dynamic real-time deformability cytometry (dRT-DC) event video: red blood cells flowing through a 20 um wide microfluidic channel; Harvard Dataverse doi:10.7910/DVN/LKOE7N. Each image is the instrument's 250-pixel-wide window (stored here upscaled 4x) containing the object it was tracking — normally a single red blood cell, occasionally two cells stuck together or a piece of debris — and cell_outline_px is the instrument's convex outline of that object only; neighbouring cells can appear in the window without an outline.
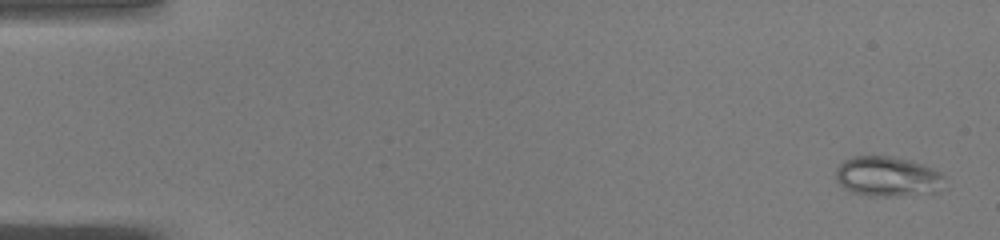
{"species": "common noctule bat (a hibernating species)", "species_latin": "Nyctalus noctula", "temperature_condition": "warm", "stored_images_in_passage": 50, "camera_frame_rate_fps": 3000, "um_per_image_px": 0.085, "animal": {"sex": "male", "body_mass_g": 19.0, "forearm_length_mm": 50.8}, "frame": {"image": 1, "passage_image": 2, "time_ms": 0.333, "image_size_px": [1000, 240], "cell_outline_px": [[948, 188], [936, 192], [896, 196], [868, 196], [852, 192], [844, 188], [836, 180], [836, 168], [844, 160], [852, 156], [896, 156], [912, 160], [924, 164], [940, 172], [944, 176]], "centroid_in_image_um": [75.51, 15.0], "position_along_channel_um": 9.5, "area_um2": 26.01}}
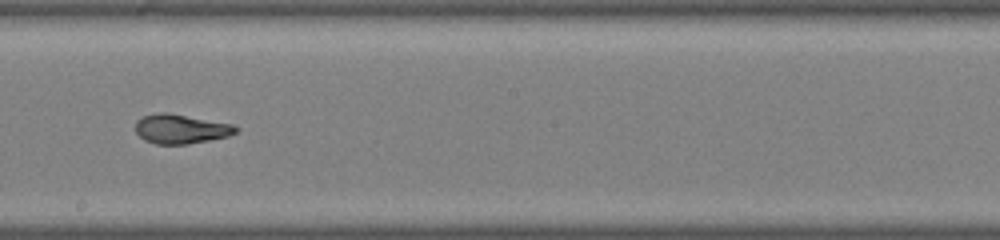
{"frame": {"image": 2, "passage_image": 29, "time_ms": 9.333, "image_size_px": [1000, 240], "cell_outline_px": [[240, 128], [236, 132], [228, 136], [188, 144], [156, 144], [144, 140], [136, 132], [136, 120], [144, 116], [160, 112], [168, 112], [232, 124]], "centroid_in_image_um": [15.37, 10.96], "position_along_channel_um": 232.8, "area_um2": 17.11}}
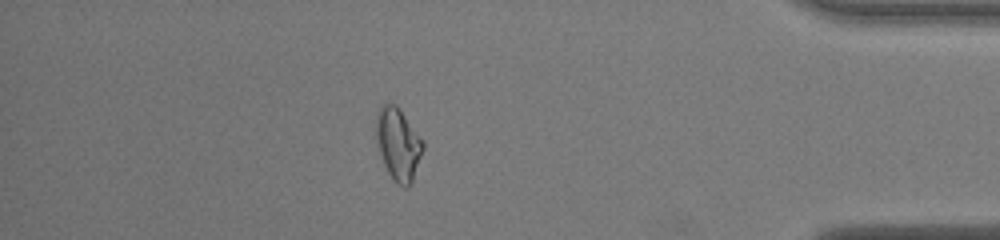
{"frame": {"image": 3, "passage_image": 44, "time_ms": 14.333, "image_size_px": [1000, 240], "cell_outline_px": [[424, 148], [412, 180], [408, 188], [404, 188], [396, 184], [392, 180], [384, 164], [376, 144], [376, 112], [380, 104], [396, 104], [400, 108], [424, 140]], "centroid_in_image_um": [33.84, 12.23], "position_along_channel_um": 401.4, "area_um2": 20.11}, "authors_computed_cell_mechanics": {"area_um2": 19.2474, "velocity_mm_per_s": 4.0829, "shape_relaxation_time_tau1_ms": null, "shape_relaxation_time_tau2_ms": 1.0784, "deformation_change_tau1": null, "deformation_change_tau2": 0.0521}}